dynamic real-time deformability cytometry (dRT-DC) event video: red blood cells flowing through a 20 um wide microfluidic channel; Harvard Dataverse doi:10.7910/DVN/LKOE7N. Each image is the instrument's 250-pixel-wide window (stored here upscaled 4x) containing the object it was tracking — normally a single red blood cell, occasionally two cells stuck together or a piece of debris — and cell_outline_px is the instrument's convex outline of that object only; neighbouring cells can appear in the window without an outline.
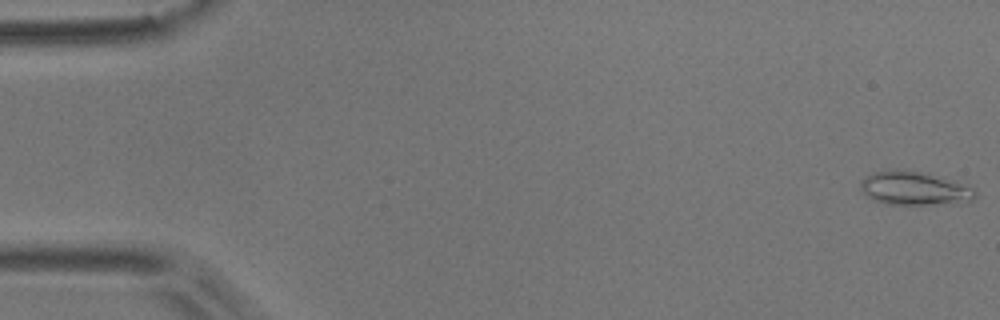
{"species": "common noctule bat (a hibernating species)", "species_latin": "Nyctalus noctula", "temperature_condition": "room temperature", "stored_images_in_passage": 7, "camera_frame_rate_fps": 3000, "um_per_image_px": 0.085, "animal": {"sex": "male", "body_mass_g": 17.9}, "frame": {"image": 1, "passage_image": 1, "time_ms": 0.0, "image_size_px": [1000, 320], "cell_outline_px": [[976, 196], [968, 204], [888, 204], [872, 200], [860, 188], [860, 180], [864, 176], [872, 172], [924, 172], [952, 180], [976, 188]], "centroid_in_image_um": [77.8, 16.05], "position_along_channel_um": 7.2, "area_um2": 22.31}}
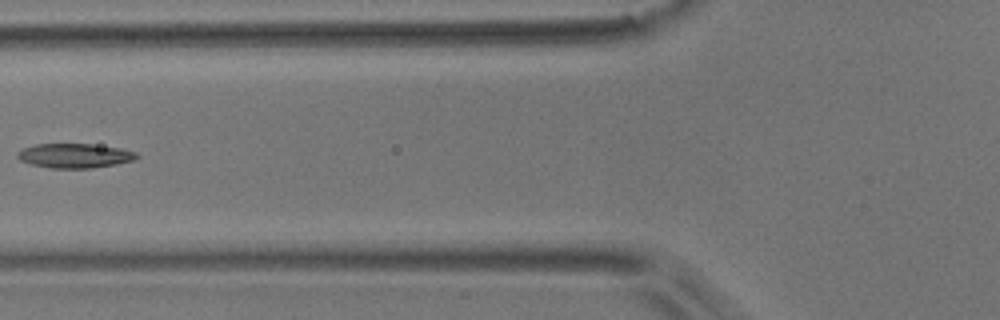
{"frame": {"image": 2, "passage_image": 6, "time_ms": 1.667, "image_size_px": [1000, 320], "cell_outline_px": [[140, 156], [132, 160], [116, 164], [92, 168], [52, 168], [32, 164], [20, 160], [16, 156], [16, 152], [24, 148], [36, 144], [92, 144], [120, 148], [136, 152]], "centroid_in_image_um": [6.34, 13.23], "position_along_channel_um": 119.5, "area_um2": 16.88}}
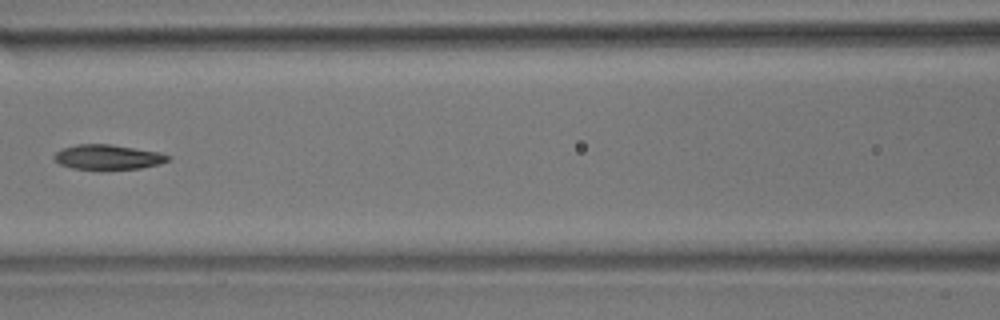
{"frame": {"image": 3, "passage_image": 7, "time_ms": 2.0, "image_size_px": [1000, 320], "cell_outline_px": [[172, 160], [160, 164], [140, 168], [72, 168], [60, 164], [52, 156], [56, 152], [64, 148], [76, 144], [108, 144], [160, 152], [172, 156]], "centroid_in_image_um": [9.22, 13.33], "position_along_channel_um": 157.4, "area_um2": 16.18}}